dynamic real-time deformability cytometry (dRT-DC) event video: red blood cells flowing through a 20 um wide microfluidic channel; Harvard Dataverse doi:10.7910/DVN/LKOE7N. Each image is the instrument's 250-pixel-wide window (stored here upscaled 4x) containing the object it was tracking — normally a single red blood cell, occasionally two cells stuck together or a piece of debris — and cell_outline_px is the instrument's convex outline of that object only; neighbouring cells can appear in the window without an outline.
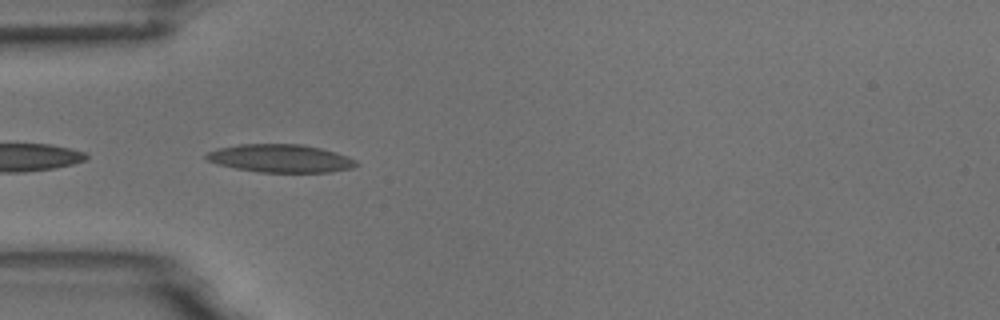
{"species": "common noctule bat (a hibernating species)", "species_latin": "Nyctalus noctula", "temperature_condition": "room temperature", "stored_images_in_passage": 5, "camera_frame_rate_fps": 3000, "um_per_image_px": 0.085, "animal": {"sex": "male", "body_mass_g": 18.8}, "frame": {"image": 1, "passage_image": 4, "time_ms": 4.333, "image_size_px": [1000, 320], "cell_outline_px": [[360, 164], [352, 168], [328, 172], [260, 172], [236, 168], [220, 164], [208, 160], [204, 156], [208, 152], [220, 148], [240, 144], [300, 144], [320, 148], [336, 152], [348, 156], [356, 160]], "centroid_in_image_um": [23.89, 13.46], "position_along_channel_um": 61.1, "area_um2": 24.28}}